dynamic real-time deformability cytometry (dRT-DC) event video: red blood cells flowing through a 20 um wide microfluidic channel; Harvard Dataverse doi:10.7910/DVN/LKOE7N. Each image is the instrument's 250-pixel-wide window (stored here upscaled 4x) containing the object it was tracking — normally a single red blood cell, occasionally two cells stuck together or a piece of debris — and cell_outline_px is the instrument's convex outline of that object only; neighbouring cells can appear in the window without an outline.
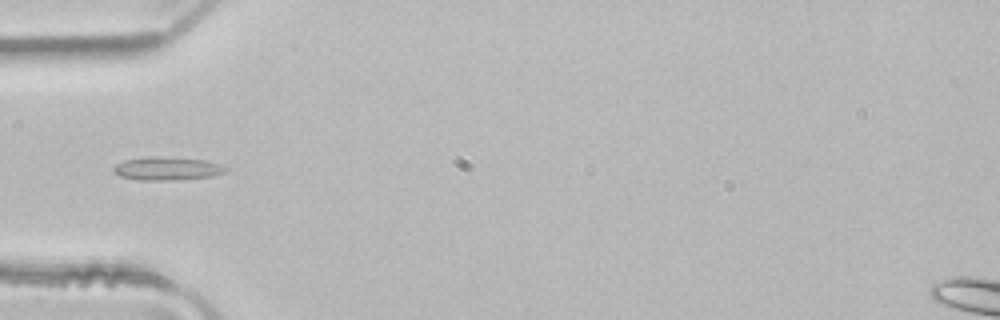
{"species": "common noctule bat (a hibernating species)", "species_latin": "Nyctalus noctula", "temperature_condition": "room temperature", "stored_images_in_passage": 4, "camera_frame_rate_fps": 3000, "um_per_image_px": 0.085, "animal": {"sex": "male", "body_mass_g": 21.5, "forearm_length_mm": 52.0}, "frame": {"image": 1, "passage_image": 4, "time_ms": 1.0, "image_size_px": [1000, 320], "cell_outline_px": [[228, 168], [224, 172], [212, 176], [172, 180], [136, 180], [120, 176], [112, 172], [112, 168], [116, 164], [124, 160], [148, 156], [160, 156], [204, 160], [220, 164]], "centroid_in_image_um": [14.14, 14.32], "position_along_channel_um": 70.9, "area_um2": 15.26}}